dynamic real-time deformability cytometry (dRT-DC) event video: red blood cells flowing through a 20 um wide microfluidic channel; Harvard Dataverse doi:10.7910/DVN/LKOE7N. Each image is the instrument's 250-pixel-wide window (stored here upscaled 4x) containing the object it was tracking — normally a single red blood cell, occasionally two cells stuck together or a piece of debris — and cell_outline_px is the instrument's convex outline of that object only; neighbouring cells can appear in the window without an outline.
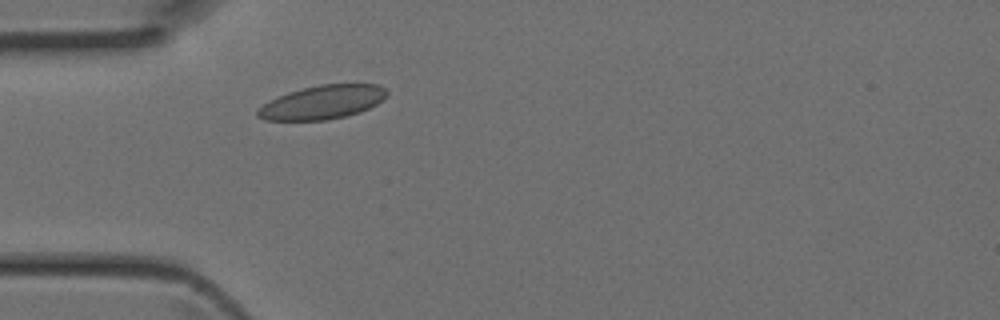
{"species": "Egyptian fruit bat (a non-hibernating species)", "species_latin": "Rousettus aegyptiacus", "temperature_condition": "room temperature", "stored_images_in_passage": 32, "camera_frame_rate_fps": 3000, "um_per_image_px": 0.085, "animal": {"sex": "female"}, "frame": {"image": 1, "passage_image": 1, "time_ms": 0.0, "image_size_px": [1000, 320], "cell_outline_px": [[388, 96], [376, 104], [360, 112], [328, 120], [264, 120], [256, 116], [256, 112], [264, 104], [276, 96], [288, 92], [320, 84], [380, 84], [388, 92]], "centroid_in_image_um": [27.41, 8.69], "position_along_channel_um": 57.6, "area_um2": 25.37}}
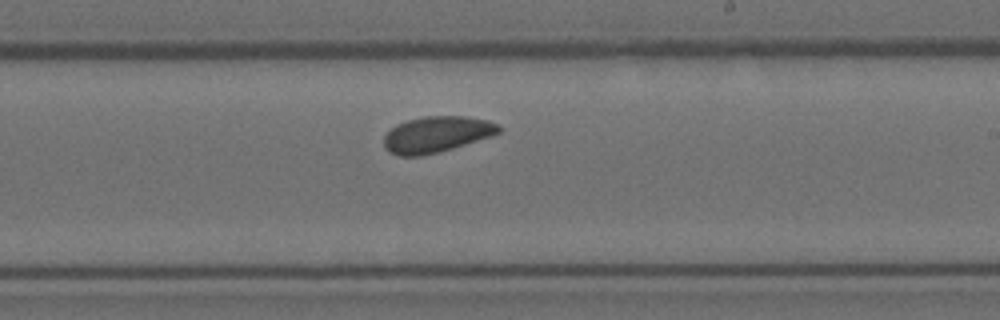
{"frame": {"image": 2, "passage_image": 14, "time_ms": 4.333, "image_size_px": [1000, 320], "cell_outline_px": [[500, 132], [492, 136], [440, 152], [420, 156], [400, 156], [388, 152], [384, 148], [384, 136], [396, 124], [408, 120], [424, 116], [464, 116], [488, 120], [500, 124]], "centroid_in_image_um": [37.11, 11.43], "position_along_channel_um": 251.9, "area_um2": 24.28}}
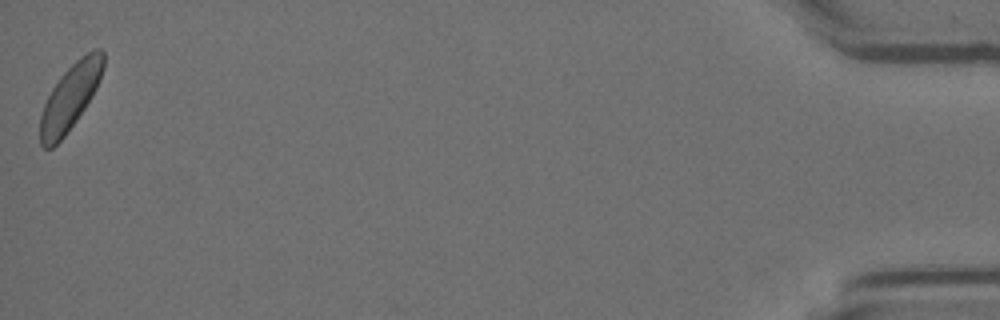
{"frame": {"image": 3, "passage_image": 32, "time_ms": 10.333, "image_size_px": [1000, 320], "cell_outline_px": [[104, 68], [96, 88], [92, 96], [76, 120], [64, 136], [52, 148], [44, 148], [40, 144], [40, 116], [44, 104], [52, 88], [60, 76], [80, 56], [92, 48], [100, 48], [104, 52]], "centroid_in_image_um": [5.97, 8.21], "position_along_channel_um": 429.2, "area_um2": 24.1}}